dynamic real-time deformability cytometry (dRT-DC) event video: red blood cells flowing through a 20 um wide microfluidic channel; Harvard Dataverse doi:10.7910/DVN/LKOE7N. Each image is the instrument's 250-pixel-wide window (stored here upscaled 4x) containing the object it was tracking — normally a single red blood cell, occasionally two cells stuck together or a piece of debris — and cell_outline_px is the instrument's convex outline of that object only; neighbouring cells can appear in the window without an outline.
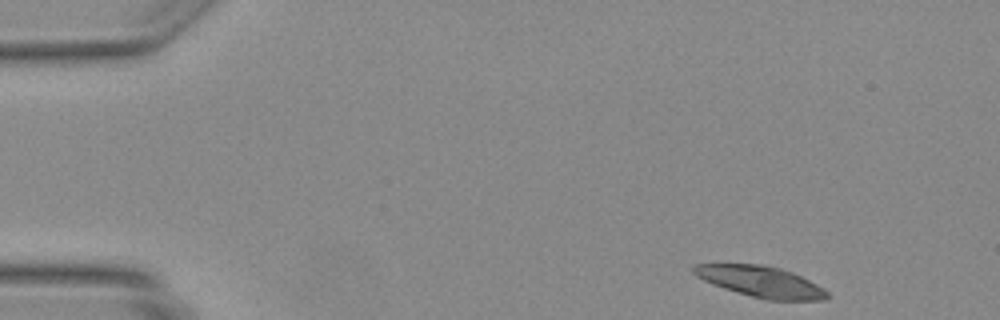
{"species": "Egyptian fruit bat (a non-hibernating species)", "species_latin": "Rousettus aegyptiacus", "temperature_condition": "warm", "stored_images_in_passage": 44, "camera_frame_rate_fps": 3000, "um_per_image_px": 0.085, "animal": {"sex": "female"}, "frame": {"image": 1, "passage_image": 1, "time_ms": 0.0, "image_size_px": [1000, 320], "cell_outline_px": [[832, 296], [824, 300], [768, 300], [752, 296], [724, 288], [712, 284], [696, 276], [692, 272], [692, 268], [696, 264], [760, 264], [780, 268], [792, 272], [824, 288]], "centroid_in_image_um": [64.69, 23.94], "position_along_channel_um": 20.3, "area_um2": 23.99}}
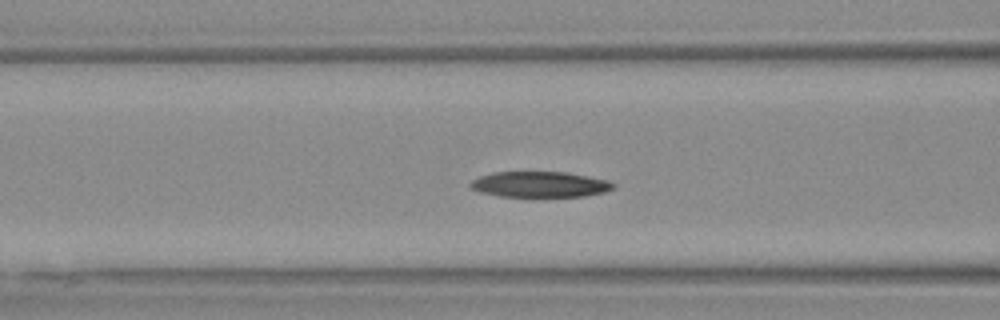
{"frame": {"image": 2, "passage_image": 15, "time_ms": 4.667, "image_size_px": [1000, 320], "cell_outline_px": [[616, 184], [612, 188], [604, 192], [584, 196], [500, 196], [480, 192], [468, 188], [468, 184], [472, 180], [480, 176], [492, 172], [568, 172], [608, 180]], "centroid_in_image_um": [45.85, 15.66], "position_along_channel_um": 120.8, "area_um2": 21.39}}
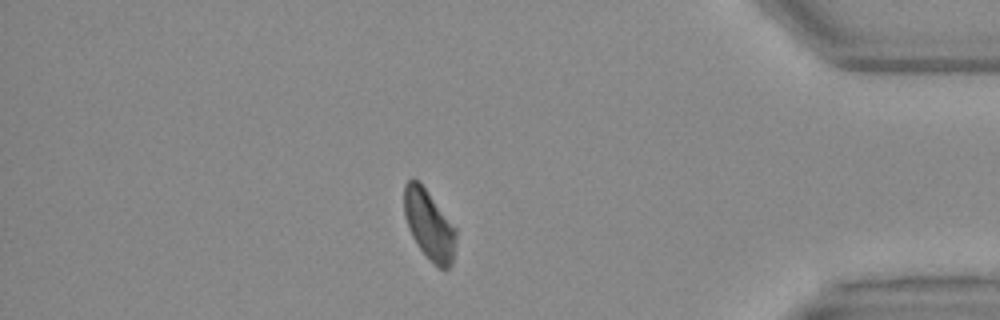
{"frame": {"image": 3, "passage_image": 37, "time_ms": 12.0, "image_size_px": [1000, 320], "cell_outline_px": [[456, 240], [452, 264], [448, 268], [440, 268], [416, 244], [408, 228], [404, 216], [404, 184], [412, 176], [424, 188], [456, 228]], "centroid_in_image_um": [36.46, 19.09], "position_along_channel_um": 398.7, "area_um2": 20.63}}